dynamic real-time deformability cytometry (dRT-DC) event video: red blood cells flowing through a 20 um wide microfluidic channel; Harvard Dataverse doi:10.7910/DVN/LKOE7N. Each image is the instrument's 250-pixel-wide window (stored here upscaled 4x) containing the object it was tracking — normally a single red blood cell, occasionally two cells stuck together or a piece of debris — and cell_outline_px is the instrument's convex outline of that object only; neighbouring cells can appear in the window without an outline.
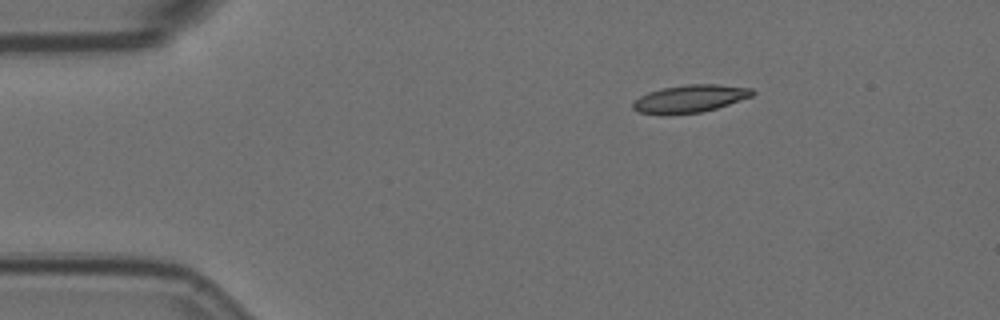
{"species": "Egyptian fruit bat (a non-hibernating species)", "species_latin": "Rousettus aegyptiacus", "temperature_condition": "room temperature", "stored_images_in_passage": 4, "segment_of_instrument_passage": [1, 2], "camera_frame_rate_fps": 3000, "um_per_image_px": 0.085, "animal": {"sex": "female"}, "frame": {"image": 1, "passage_image": 1, "time_ms": 0.0, "image_size_px": [1000, 320], "cell_outline_px": [[756, 92], [752, 96], [716, 108], [700, 112], [660, 116], [636, 112], [632, 108], [632, 104], [640, 96], [648, 92], [660, 88], [688, 84], [716, 84], [752, 88]], "centroid_in_image_um": [58.59, 8.4], "position_along_channel_um": 26.4, "area_um2": 19.48}}